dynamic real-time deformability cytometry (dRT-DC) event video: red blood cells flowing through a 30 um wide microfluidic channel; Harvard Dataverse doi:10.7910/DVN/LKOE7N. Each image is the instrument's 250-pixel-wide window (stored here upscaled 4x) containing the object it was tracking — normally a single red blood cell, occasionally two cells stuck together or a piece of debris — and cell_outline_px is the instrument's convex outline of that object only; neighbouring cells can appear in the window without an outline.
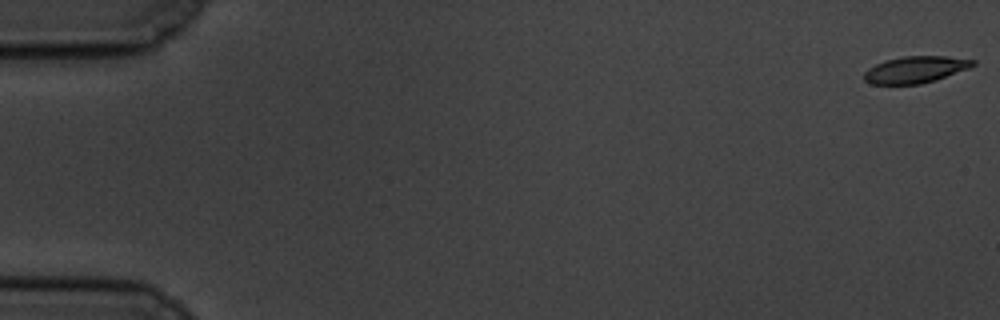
{"species": "common noctule bat (a hibernating species)", "species_latin": "Nyctalus noctula", "temperature_condition": "cold", "stored_images_in_passage": 59, "camera_frame_rate_fps": 3000, "um_per_image_px": 0.085, "animal": {"sex": "male", "body_mass_g": 19.5, "forearm_length_mm": 54.6}, "frame": {"image": 1, "passage_image": 1, "time_ms": 0.0, "image_size_px": [1000, 320], "cell_outline_px": [[976, 64], [968, 68], [936, 80], [920, 84], [872, 84], [864, 80], [864, 72], [868, 68], [876, 64], [888, 60], [904, 56], [944, 56], [976, 60]], "centroid_in_image_um": [77.81, 5.92], "position_along_channel_um": 7.2, "area_um2": 16.76}}
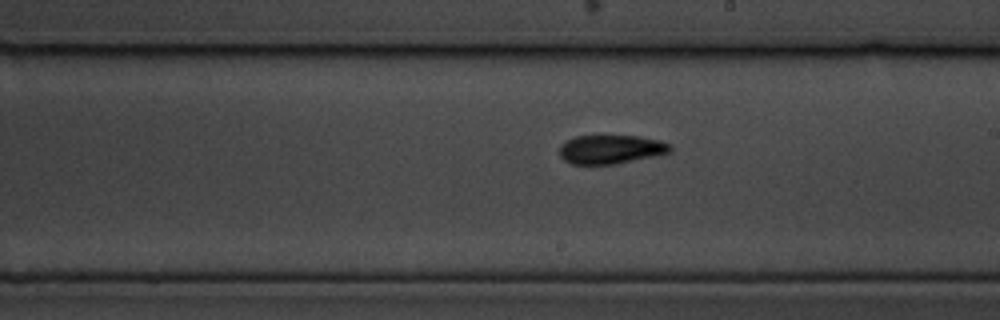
{"frame": {"image": 2, "passage_image": 34, "time_ms": 11.0, "image_size_px": [1000, 320], "cell_outline_px": [[672, 152], [616, 164], [572, 164], [564, 160], [560, 156], [560, 148], [568, 140], [576, 136], [640, 136], [660, 140], [672, 144]], "centroid_in_image_um": [51.98, 12.69], "position_along_channel_um": 237.0, "area_um2": 18.55}}
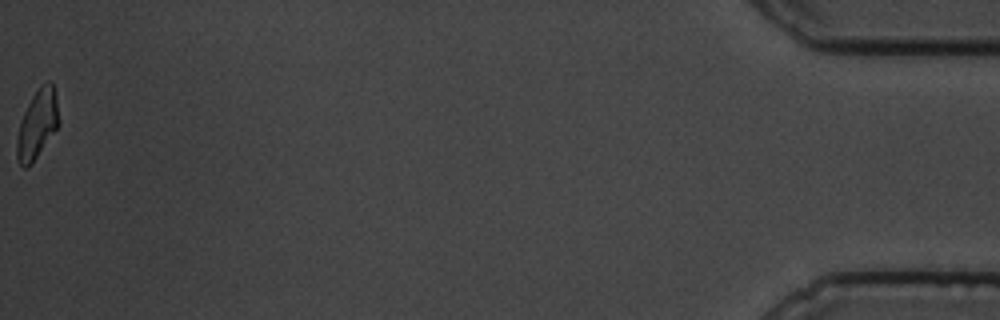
{"frame": {"image": 3, "passage_image": 59, "time_ms": 19.333, "image_size_px": [1000, 320], "cell_outline_px": [[60, 120], [56, 128], [32, 164], [24, 168], [16, 160], [16, 140], [20, 120], [32, 96], [40, 84], [48, 80], [52, 80], [56, 96]], "centroid_in_image_um": [3.16, 10.53], "position_along_channel_um": 432.0, "area_um2": 16.94}, "authors_computed_cell_mechanics": {"area_um2": 18.2648, "velocity_mm_per_s": 3.4671, "shape_relaxation_time_tau1_ms": 4.0653, "shape_relaxation_time_tau2_ms": 8.7544, "deformation_change_tau1": 0.158, "deformation_change_tau2": 0.0916}}